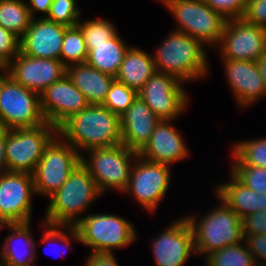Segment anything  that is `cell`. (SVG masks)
I'll use <instances>...</instances> for the list:
<instances>
[{"mask_svg": "<svg viewBox=\"0 0 266 266\" xmlns=\"http://www.w3.org/2000/svg\"><path fill=\"white\" fill-rule=\"evenodd\" d=\"M58 134L81 155L92 148L122 144L120 117L102 104H89L71 116L58 128Z\"/></svg>", "mask_w": 266, "mask_h": 266, "instance_id": "cell-1", "label": "cell"}, {"mask_svg": "<svg viewBox=\"0 0 266 266\" xmlns=\"http://www.w3.org/2000/svg\"><path fill=\"white\" fill-rule=\"evenodd\" d=\"M205 47L188 34L172 30L152 54L156 70L183 83L204 79L210 70Z\"/></svg>", "mask_w": 266, "mask_h": 266, "instance_id": "cell-2", "label": "cell"}, {"mask_svg": "<svg viewBox=\"0 0 266 266\" xmlns=\"http://www.w3.org/2000/svg\"><path fill=\"white\" fill-rule=\"evenodd\" d=\"M100 196L103 195L97 184L80 163L49 197L43 220L52 225L75 226Z\"/></svg>", "mask_w": 266, "mask_h": 266, "instance_id": "cell-3", "label": "cell"}, {"mask_svg": "<svg viewBox=\"0 0 266 266\" xmlns=\"http://www.w3.org/2000/svg\"><path fill=\"white\" fill-rule=\"evenodd\" d=\"M220 204L200 218L198 215H185L192 232L195 256L220 250L229 245L244 241L242 219L217 195ZM199 218V219H198Z\"/></svg>", "mask_w": 266, "mask_h": 266, "instance_id": "cell-4", "label": "cell"}, {"mask_svg": "<svg viewBox=\"0 0 266 266\" xmlns=\"http://www.w3.org/2000/svg\"><path fill=\"white\" fill-rule=\"evenodd\" d=\"M85 152L81 155V164L89 171L100 192L106 194L115 190L122 194L139 154L123 144L92 148Z\"/></svg>", "mask_w": 266, "mask_h": 266, "instance_id": "cell-5", "label": "cell"}, {"mask_svg": "<svg viewBox=\"0 0 266 266\" xmlns=\"http://www.w3.org/2000/svg\"><path fill=\"white\" fill-rule=\"evenodd\" d=\"M175 22L174 28L199 40L204 46L217 48L227 20L203 0H161Z\"/></svg>", "mask_w": 266, "mask_h": 266, "instance_id": "cell-6", "label": "cell"}, {"mask_svg": "<svg viewBox=\"0 0 266 266\" xmlns=\"http://www.w3.org/2000/svg\"><path fill=\"white\" fill-rule=\"evenodd\" d=\"M75 228L80 235V243L91 248V252L113 253L136 241L138 233L128 219L116 214H86Z\"/></svg>", "mask_w": 266, "mask_h": 266, "instance_id": "cell-7", "label": "cell"}, {"mask_svg": "<svg viewBox=\"0 0 266 266\" xmlns=\"http://www.w3.org/2000/svg\"><path fill=\"white\" fill-rule=\"evenodd\" d=\"M81 163V154L57 134L45 147L34 171L36 195H53Z\"/></svg>", "mask_w": 266, "mask_h": 266, "instance_id": "cell-8", "label": "cell"}, {"mask_svg": "<svg viewBox=\"0 0 266 266\" xmlns=\"http://www.w3.org/2000/svg\"><path fill=\"white\" fill-rule=\"evenodd\" d=\"M58 134L49 123L33 128L10 129L5 143L7 171L33 174L45 147Z\"/></svg>", "mask_w": 266, "mask_h": 266, "instance_id": "cell-9", "label": "cell"}, {"mask_svg": "<svg viewBox=\"0 0 266 266\" xmlns=\"http://www.w3.org/2000/svg\"><path fill=\"white\" fill-rule=\"evenodd\" d=\"M172 169V166L138 156L133 164L128 185L122 194L133 196L145 211L155 212L167 195Z\"/></svg>", "mask_w": 266, "mask_h": 266, "instance_id": "cell-10", "label": "cell"}, {"mask_svg": "<svg viewBox=\"0 0 266 266\" xmlns=\"http://www.w3.org/2000/svg\"><path fill=\"white\" fill-rule=\"evenodd\" d=\"M45 123L40 94L9 76L0 92V124L10 130L33 128Z\"/></svg>", "mask_w": 266, "mask_h": 266, "instance_id": "cell-11", "label": "cell"}, {"mask_svg": "<svg viewBox=\"0 0 266 266\" xmlns=\"http://www.w3.org/2000/svg\"><path fill=\"white\" fill-rule=\"evenodd\" d=\"M185 84L171 74L156 71L137 92L160 120H176L189 106Z\"/></svg>", "mask_w": 266, "mask_h": 266, "instance_id": "cell-12", "label": "cell"}, {"mask_svg": "<svg viewBox=\"0 0 266 266\" xmlns=\"http://www.w3.org/2000/svg\"><path fill=\"white\" fill-rule=\"evenodd\" d=\"M217 47L221 59L257 61L266 52V28L242 17L227 20Z\"/></svg>", "mask_w": 266, "mask_h": 266, "instance_id": "cell-13", "label": "cell"}, {"mask_svg": "<svg viewBox=\"0 0 266 266\" xmlns=\"http://www.w3.org/2000/svg\"><path fill=\"white\" fill-rule=\"evenodd\" d=\"M35 196L32 174L0 173V220L4 223L32 222V201Z\"/></svg>", "mask_w": 266, "mask_h": 266, "instance_id": "cell-14", "label": "cell"}, {"mask_svg": "<svg viewBox=\"0 0 266 266\" xmlns=\"http://www.w3.org/2000/svg\"><path fill=\"white\" fill-rule=\"evenodd\" d=\"M176 219L151 240L155 266H184L196 254L188 220L185 216Z\"/></svg>", "mask_w": 266, "mask_h": 266, "instance_id": "cell-15", "label": "cell"}, {"mask_svg": "<svg viewBox=\"0 0 266 266\" xmlns=\"http://www.w3.org/2000/svg\"><path fill=\"white\" fill-rule=\"evenodd\" d=\"M40 100L45 121L57 129L71 116L89 105L67 74L48 86L40 94Z\"/></svg>", "mask_w": 266, "mask_h": 266, "instance_id": "cell-16", "label": "cell"}, {"mask_svg": "<svg viewBox=\"0 0 266 266\" xmlns=\"http://www.w3.org/2000/svg\"><path fill=\"white\" fill-rule=\"evenodd\" d=\"M6 67L14 81L39 94L66 75V66L60 60L30 57L21 52Z\"/></svg>", "mask_w": 266, "mask_h": 266, "instance_id": "cell-17", "label": "cell"}, {"mask_svg": "<svg viewBox=\"0 0 266 266\" xmlns=\"http://www.w3.org/2000/svg\"><path fill=\"white\" fill-rule=\"evenodd\" d=\"M226 82L242 109L266 97V87L256 61L222 59Z\"/></svg>", "mask_w": 266, "mask_h": 266, "instance_id": "cell-18", "label": "cell"}, {"mask_svg": "<svg viewBox=\"0 0 266 266\" xmlns=\"http://www.w3.org/2000/svg\"><path fill=\"white\" fill-rule=\"evenodd\" d=\"M68 26L47 18H35L20 38V52L36 58L58 59Z\"/></svg>", "mask_w": 266, "mask_h": 266, "instance_id": "cell-19", "label": "cell"}, {"mask_svg": "<svg viewBox=\"0 0 266 266\" xmlns=\"http://www.w3.org/2000/svg\"><path fill=\"white\" fill-rule=\"evenodd\" d=\"M172 122L174 120H160L149 142L138 153L140 157L169 166L188 158L190 150Z\"/></svg>", "mask_w": 266, "mask_h": 266, "instance_id": "cell-20", "label": "cell"}, {"mask_svg": "<svg viewBox=\"0 0 266 266\" xmlns=\"http://www.w3.org/2000/svg\"><path fill=\"white\" fill-rule=\"evenodd\" d=\"M160 119L138 96L128 110L120 116L122 144L139 153L149 142Z\"/></svg>", "mask_w": 266, "mask_h": 266, "instance_id": "cell-21", "label": "cell"}, {"mask_svg": "<svg viewBox=\"0 0 266 266\" xmlns=\"http://www.w3.org/2000/svg\"><path fill=\"white\" fill-rule=\"evenodd\" d=\"M32 222L5 223L10 233L3 238L0 259L8 266H36L37 242L32 235Z\"/></svg>", "mask_w": 266, "mask_h": 266, "instance_id": "cell-22", "label": "cell"}, {"mask_svg": "<svg viewBox=\"0 0 266 266\" xmlns=\"http://www.w3.org/2000/svg\"><path fill=\"white\" fill-rule=\"evenodd\" d=\"M66 74L89 104H103L115 77L91 67L87 62L69 65Z\"/></svg>", "mask_w": 266, "mask_h": 266, "instance_id": "cell-23", "label": "cell"}, {"mask_svg": "<svg viewBox=\"0 0 266 266\" xmlns=\"http://www.w3.org/2000/svg\"><path fill=\"white\" fill-rule=\"evenodd\" d=\"M230 180L216 186L215 194L241 219L266 209V194L257 193L244 186L230 172Z\"/></svg>", "mask_w": 266, "mask_h": 266, "instance_id": "cell-24", "label": "cell"}, {"mask_svg": "<svg viewBox=\"0 0 266 266\" xmlns=\"http://www.w3.org/2000/svg\"><path fill=\"white\" fill-rule=\"evenodd\" d=\"M156 71L153 55L139 47L131 46L115 80L138 92Z\"/></svg>", "mask_w": 266, "mask_h": 266, "instance_id": "cell-25", "label": "cell"}, {"mask_svg": "<svg viewBox=\"0 0 266 266\" xmlns=\"http://www.w3.org/2000/svg\"><path fill=\"white\" fill-rule=\"evenodd\" d=\"M131 47L118 32L107 43L92 44L88 49L87 63L100 72L116 76L125 54Z\"/></svg>", "mask_w": 266, "mask_h": 266, "instance_id": "cell-26", "label": "cell"}, {"mask_svg": "<svg viewBox=\"0 0 266 266\" xmlns=\"http://www.w3.org/2000/svg\"><path fill=\"white\" fill-rule=\"evenodd\" d=\"M26 0H0V25L22 37L31 23Z\"/></svg>", "mask_w": 266, "mask_h": 266, "instance_id": "cell-27", "label": "cell"}, {"mask_svg": "<svg viewBox=\"0 0 266 266\" xmlns=\"http://www.w3.org/2000/svg\"><path fill=\"white\" fill-rule=\"evenodd\" d=\"M231 165H249L266 169V136L232 144Z\"/></svg>", "mask_w": 266, "mask_h": 266, "instance_id": "cell-28", "label": "cell"}, {"mask_svg": "<svg viewBox=\"0 0 266 266\" xmlns=\"http://www.w3.org/2000/svg\"><path fill=\"white\" fill-rule=\"evenodd\" d=\"M204 259L205 266H257L244 241L211 252Z\"/></svg>", "mask_w": 266, "mask_h": 266, "instance_id": "cell-29", "label": "cell"}, {"mask_svg": "<svg viewBox=\"0 0 266 266\" xmlns=\"http://www.w3.org/2000/svg\"><path fill=\"white\" fill-rule=\"evenodd\" d=\"M87 58L88 51L81 28L78 25L68 26L62 41L60 61L68 67L69 65L85 63Z\"/></svg>", "mask_w": 266, "mask_h": 266, "instance_id": "cell-30", "label": "cell"}, {"mask_svg": "<svg viewBox=\"0 0 266 266\" xmlns=\"http://www.w3.org/2000/svg\"><path fill=\"white\" fill-rule=\"evenodd\" d=\"M41 226L43 227L44 232L41 237V244H45L44 246L48 247L50 246V244L52 245V243L57 244V246H59L61 243V247H58L59 249L56 246V248L53 249L50 253H54L57 256H61V252L65 251L64 249H67L66 251H68V248H70L71 240L80 243V235L75 226L52 225L46 223L44 220ZM55 244L52 246L55 247Z\"/></svg>", "mask_w": 266, "mask_h": 266, "instance_id": "cell-31", "label": "cell"}, {"mask_svg": "<svg viewBox=\"0 0 266 266\" xmlns=\"http://www.w3.org/2000/svg\"><path fill=\"white\" fill-rule=\"evenodd\" d=\"M82 19L83 18L78 21L77 25L82 30L87 49L92 44L107 43V41L118 32L117 27L108 19L93 18L87 21Z\"/></svg>", "mask_w": 266, "mask_h": 266, "instance_id": "cell-32", "label": "cell"}, {"mask_svg": "<svg viewBox=\"0 0 266 266\" xmlns=\"http://www.w3.org/2000/svg\"><path fill=\"white\" fill-rule=\"evenodd\" d=\"M136 98L137 92L135 90L114 80L102 105L120 117L128 110Z\"/></svg>", "mask_w": 266, "mask_h": 266, "instance_id": "cell-33", "label": "cell"}, {"mask_svg": "<svg viewBox=\"0 0 266 266\" xmlns=\"http://www.w3.org/2000/svg\"><path fill=\"white\" fill-rule=\"evenodd\" d=\"M230 173L244 186L266 194V169L249 165H230Z\"/></svg>", "mask_w": 266, "mask_h": 266, "instance_id": "cell-34", "label": "cell"}, {"mask_svg": "<svg viewBox=\"0 0 266 266\" xmlns=\"http://www.w3.org/2000/svg\"><path fill=\"white\" fill-rule=\"evenodd\" d=\"M76 2V0H54L47 19L66 26L77 25L82 10Z\"/></svg>", "mask_w": 266, "mask_h": 266, "instance_id": "cell-35", "label": "cell"}, {"mask_svg": "<svg viewBox=\"0 0 266 266\" xmlns=\"http://www.w3.org/2000/svg\"><path fill=\"white\" fill-rule=\"evenodd\" d=\"M20 52V37L0 25V67H6Z\"/></svg>", "mask_w": 266, "mask_h": 266, "instance_id": "cell-36", "label": "cell"}, {"mask_svg": "<svg viewBox=\"0 0 266 266\" xmlns=\"http://www.w3.org/2000/svg\"><path fill=\"white\" fill-rule=\"evenodd\" d=\"M226 20L241 18L248 0H203Z\"/></svg>", "mask_w": 266, "mask_h": 266, "instance_id": "cell-37", "label": "cell"}, {"mask_svg": "<svg viewBox=\"0 0 266 266\" xmlns=\"http://www.w3.org/2000/svg\"><path fill=\"white\" fill-rule=\"evenodd\" d=\"M242 18L249 23L266 28V0H248Z\"/></svg>", "mask_w": 266, "mask_h": 266, "instance_id": "cell-38", "label": "cell"}, {"mask_svg": "<svg viewBox=\"0 0 266 266\" xmlns=\"http://www.w3.org/2000/svg\"><path fill=\"white\" fill-rule=\"evenodd\" d=\"M244 242L257 266H266V234H248L244 237Z\"/></svg>", "mask_w": 266, "mask_h": 266, "instance_id": "cell-39", "label": "cell"}, {"mask_svg": "<svg viewBox=\"0 0 266 266\" xmlns=\"http://www.w3.org/2000/svg\"><path fill=\"white\" fill-rule=\"evenodd\" d=\"M242 221L244 237L248 234H266V209L247 215Z\"/></svg>", "mask_w": 266, "mask_h": 266, "instance_id": "cell-40", "label": "cell"}, {"mask_svg": "<svg viewBox=\"0 0 266 266\" xmlns=\"http://www.w3.org/2000/svg\"><path fill=\"white\" fill-rule=\"evenodd\" d=\"M114 254V252H91L85 259L84 266H120Z\"/></svg>", "mask_w": 266, "mask_h": 266, "instance_id": "cell-41", "label": "cell"}, {"mask_svg": "<svg viewBox=\"0 0 266 266\" xmlns=\"http://www.w3.org/2000/svg\"><path fill=\"white\" fill-rule=\"evenodd\" d=\"M53 1L54 0H29V2H27V6L32 19L39 18V14L37 13L40 12L43 15H40V18H47Z\"/></svg>", "mask_w": 266, "mask_h": 266, "instance_id": "cell-42", "label": "cell"}, {"mask_svg": "<svg viewBox=\"0 0 266 266\" xmlns=\"http://www.w3.org/2000/svg\"><path fill=\"white\" fill-rule=\"evenodd\" d=\"M9 129L0 124V173L7 171L5 143Z\"/></svg>", "mask_w": 266, "mask_h": 266, "instance_id": "cell-43", "label": "cell"}, {"mask_svg": "<svg viewBox=\"0 0 266 266\" xmlns=\"http://www.w3.org/2000/svg\"><path fill=\"white\" fill-rule=\"evenodd\" d=\"M260 75L264 81L266 87V52L260 56V58L256 61Z\"/></svg>", "mask_w": 266, "mask_h": 266, "instance_id": "cell-44", "label": "cell"}, {"mask_svg": "<svg viewBox=\"0 0 266 266\" xmlns=\"http://www.w3.org/2000/svg\"><path fill=\"white\" fill-rule=\"evenodd\" d=\"M9 77V70L7 67H0V92L4 81Z\"/></svg>", "mask_w": 266, "mask_h": 266, "instance_id": "cell-45", "label": "cell"}, {"mask_svg": "<svg viewBox=\"0 0 266 266\" xmlns=\"http://www.w3.org/2000/svg\"><path fill=\"white\" fill-rule=\"evenodd\" d=\"M5 225V223L3 221L0 220V230H3V226Z\"/></svg>", "mask_w": 266, "mask_h": 266, "instance_id": "cell-46", "label": "cell"}, {"mask_svg": "<svg viewBox=\"0 0 266 266\" xmlns=\"http://www.w3.org/2000/svg\"><path fill=\"white\" fill-rule=\"evenodd\" d=\"M0 266H8L3 260L0 259Z\"/></svg>", "mask_w": 266, "mask_h": 266, "instance_id": "cell-47", "label": "cell"}]
</instances>
